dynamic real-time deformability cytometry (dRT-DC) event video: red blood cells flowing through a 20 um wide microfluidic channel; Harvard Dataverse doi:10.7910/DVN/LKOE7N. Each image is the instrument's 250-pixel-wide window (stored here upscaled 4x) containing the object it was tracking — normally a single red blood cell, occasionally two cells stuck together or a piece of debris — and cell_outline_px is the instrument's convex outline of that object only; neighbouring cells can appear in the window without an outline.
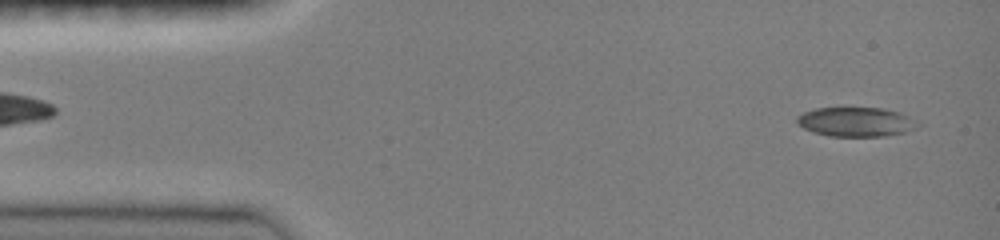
{"species": "common noctule bat (a hibernating species)", "species_latin": "Nyctalus noctula", "temperature_condition": "room temperature", "stored_images_in_passage": 46, "camera_frame_rate_fps": 3000, "um_per_image_px": 0.085, "animal": {"sex": "female", "body_mass_g": 19.0, "forearm_length_mm": 51.5}, "frame": {"image": 1, "passage_image": 2, "time_ms": 0.333, "image_size_px": [1000, 240], "cell_outline_px": [[924, 124], [916, 128], [904, 132], [884, 136], [828, 136], [812, 132], [796, 124], [796, 116], [804, 112], [816, 108], [884, 108], [900, 112]], "centroid_in_image_um": [72.77, 10.36], "position_along_channel_um": 12.2, "area_um2": 20.87}}
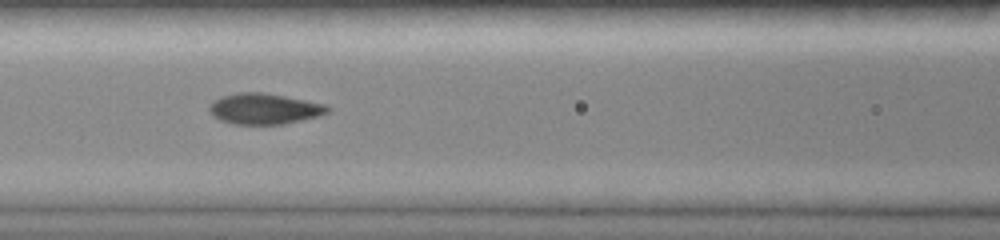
{"frame": {"image": 2, "passage_image": 19, "time_ms": 6.0, "image_size_px": [1000, 240], "cell_outline_px": [[332, 112], [284, 124], [232, 124], [220, 120], [212, 116], [208, 112], [208, 104], [220, 96], [240, 92], [264, 92], [328, 104], [332, 108]], "centroid_in_image_um": [22.46, 9.24], "position_along_channel_um": 144.1, "area_um2": 21.62}}
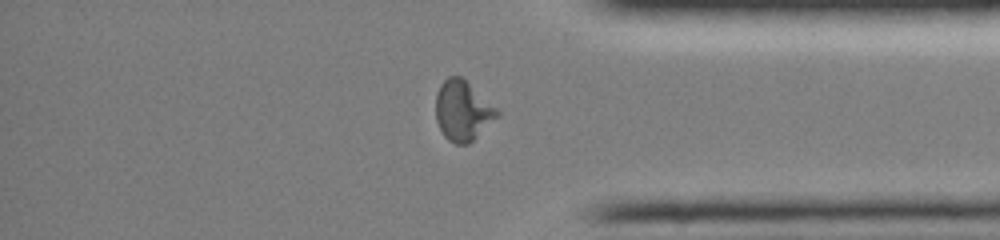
{"frame": {"image": 3, "passage_image": 38, "time_ms": 12.333, "image_size_px": [1000, 240], "cell_outline_px": [[500, 116], [468, 144], [456, 144], [448, 140], [444, 136], [436, 120], [436, 92], [440, 84], [448, 76], [460, 76], [496, 108], [500, 112]], "centroid_in_image_um": [39.31, 9.42], "position_along_channel_um": 395.9, "area_um2": 21.27}, "authors_computed_cell_mechanics": {"area_um2": 21.2704, "velocity_mm_per_s": 4.0322, "shape_relaxation_time_tau1_ms": 7.3943, "shape_relaxation_time_tau2_ms": null, "deformation_change_tau1": 0.2624, "deformation_change_tau2": null}}